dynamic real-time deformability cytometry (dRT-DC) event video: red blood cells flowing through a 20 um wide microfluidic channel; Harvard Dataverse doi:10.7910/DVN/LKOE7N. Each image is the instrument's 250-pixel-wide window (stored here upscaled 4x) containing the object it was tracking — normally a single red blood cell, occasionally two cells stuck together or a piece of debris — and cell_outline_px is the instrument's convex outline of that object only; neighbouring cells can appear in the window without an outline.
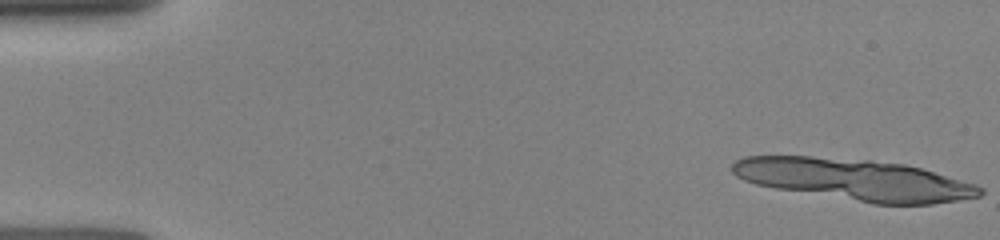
{"species": "human", "species_latin": "Homo sapiens", "temperature_condition": "room temperature", "stored_images_in_passage": 28, "camera_frame_rate_fps": 3000, "um_per_image_px": 0.085, "donor": {"sex": "female"}, "frame": {"image": 1, "passage_image": 1, "time_ms": 0.0, "image_size_px": [1000, 240], "cell_outline_px": [[984, 192], [980, 196], [932, 204], [872, 204], [776, 188], [756, 184], [744, 180], [736, 176], [732, 172], [732, 164], [736, 160], [744, 156], [812, 156], [872, 160], [904, 164], [920, 168], [976, 184], [984, 188]], "centroid_in_image_um": [72.63, 15.26], "position_along_channel_um": 12.4, "area_um2": 59.77}}
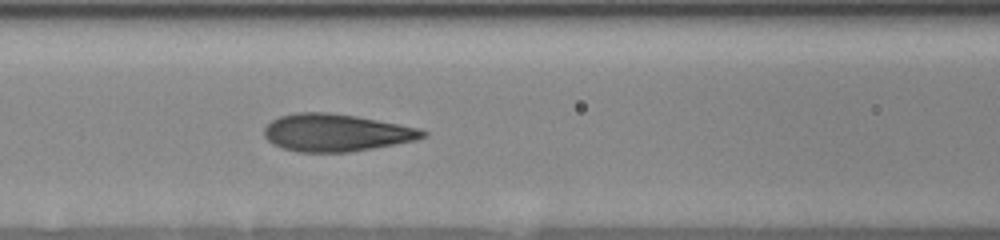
{"frame": {"image": 2, "passage_image": 17, "time_ms": 6.667, "image_size_px": [1000, 240], "cell_outline_px": [[428, 136], [416, 140], [372, 148], [348, 152], [296, 152], [272, 144], [264, 136], [264, 128], [272, 120], [280, 116], [296, 112], [328, 112], [356, 116], [400, 124], [420, 128], [428, 132]], "centroid_in_image_um": [28.58, 11.27], "position_along_channel_um": 138.0, "area_um2": 34.62}}
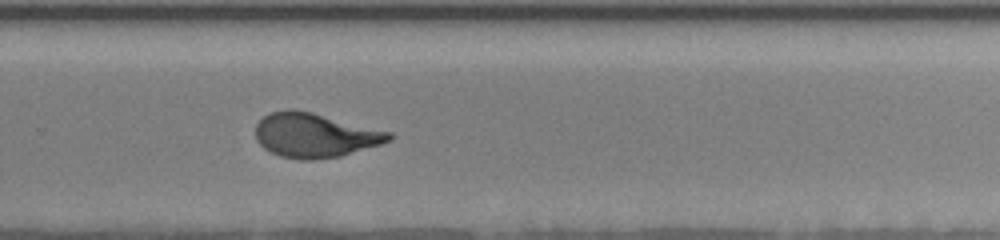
{"frame": {"image": 3, "passage_image": 27, "time_ms": 10.667, "image_size_px": [1000, 240], "cell_outline_px": [[392, 140], [380, 144], [340, 156], [308, 160], [300, 160], [280, 156], [264, 148], [256, 140], [256, 124], [268, 112], [288, 108], [296, 108], [392, 132]], "centroid_in_image_um": [26.74, 11.47], "position_along_channel_um": 303.1, "area_um2": 34.56}}